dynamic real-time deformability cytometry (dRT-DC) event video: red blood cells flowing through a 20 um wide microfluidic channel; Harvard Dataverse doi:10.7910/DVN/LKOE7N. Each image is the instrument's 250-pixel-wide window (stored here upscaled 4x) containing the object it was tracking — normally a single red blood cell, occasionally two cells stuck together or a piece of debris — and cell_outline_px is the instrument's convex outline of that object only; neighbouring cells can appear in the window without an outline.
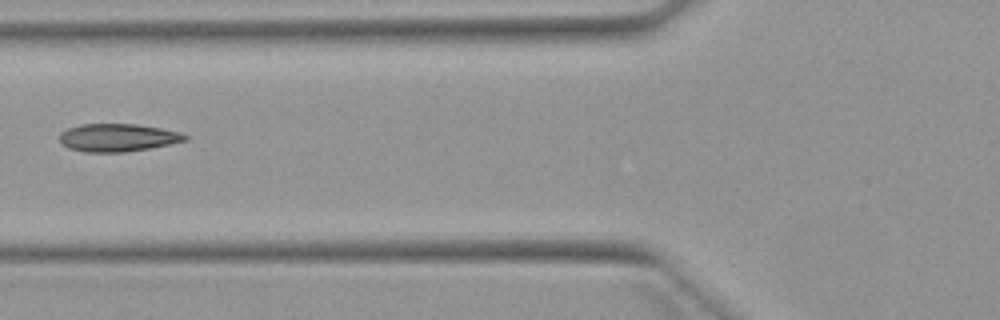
{"species": "Egyptian fruit bat (a non-hibernating species)", "species_latin": "Rousettus aegyptiacus", "temperature_condition": "warm", "stored_images_in_passage": 5, "camera_frame_rate_fps": 3000, "um_per_image_px": 0.085, "animal": {"sex": "female"}, "frame": {"image": 1, "passage_image": 5, "time_ms": 4.667, "image_size_px": [1000, 320], "cell_outline_px": [[188, 140], [148, 148], [124, 152], [84, 152], [68, 148], [60, 140], [60, 132], [68, 128], [80, 124], [136, 124], [160, 128], [180, 132], [188, 136]], "centroid_in_image_um": [9.99, 11.69], "position_along_channel_um": 115.8, "area_um2": 20.23}}